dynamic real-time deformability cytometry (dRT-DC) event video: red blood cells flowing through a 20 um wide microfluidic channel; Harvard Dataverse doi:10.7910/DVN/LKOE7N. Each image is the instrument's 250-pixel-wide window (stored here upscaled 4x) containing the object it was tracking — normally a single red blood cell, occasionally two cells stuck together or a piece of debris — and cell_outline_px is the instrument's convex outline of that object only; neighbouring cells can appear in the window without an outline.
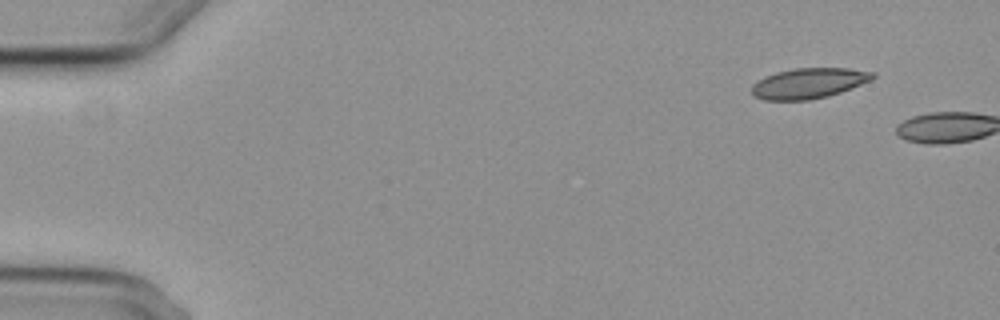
{"species": "common noctule bat (a hibernating species)", "species_latin": "Nyctalus noctula", "temperature_condition": "cold", "stored_images_in_passage": 2, "camera_frame_rate_fps": 3000, "um_per_image_px": 0.085, "animal": {"sex": "female", "body_mass_g": 29.2, "forearm_length_mm": 56.3}, "frame": {"image": 1, "passage_image": 1, "time_ms": 0.0, "image_size_px": [1000, 320], "cell_outline_px": [[876, 76], [872, 80], [840, 92], [828, 96], [808, 100], [764, 100], [752, 96], [752, 84], [764, 76], [776, 72], [792, 68], [848, 68], [876, 72]], "centroid_in_image_um": [68.73, 7.07], "position_along_channel_um": 16.3, "area_um2": 21.62}}